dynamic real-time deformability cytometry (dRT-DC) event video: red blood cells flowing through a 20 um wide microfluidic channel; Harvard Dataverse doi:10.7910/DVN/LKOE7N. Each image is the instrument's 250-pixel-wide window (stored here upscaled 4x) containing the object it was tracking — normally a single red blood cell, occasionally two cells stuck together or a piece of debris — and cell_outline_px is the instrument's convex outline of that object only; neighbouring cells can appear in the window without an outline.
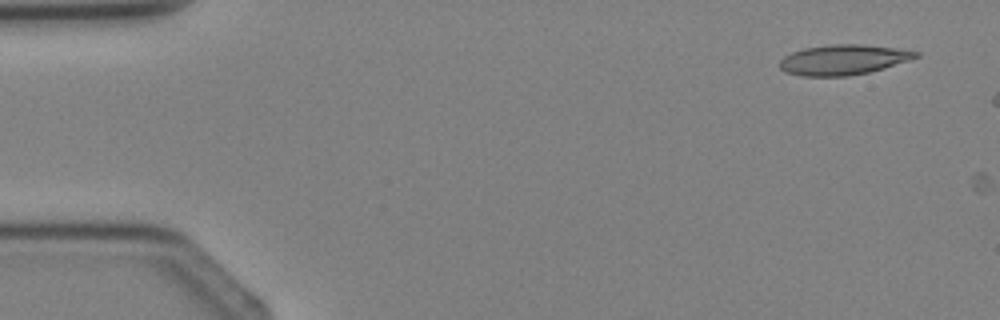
{"species": "Egyptian fruit bat (a non-hibernating species)", "species_latin": "Rousettus aegyptiacus", "temperature_condition": "cold", "stored_images_in_passage": 2, "camera_frame_rate_fps": 3000, "um_per_image_px": 0.085, "animal": {"sex": "female"}, "frame": {"image": 1, "passage_image": 1, "time_ms": 0.0, "image_size_px": [1000, 320], "cell_outline_px": [[920, 56], [884, 68], [868, 72], [848, 76], [800, 76], [784, 72], [780, 68], [780, 60], [784, 56], [792, 52], [804, 48], [832, 44], [864, 44], [896, 48], [920, 52]], "centroid_in_image_um": [71.66, 5.07], "position_along_channel_um": 13.3, "area_um2": 23.93}}